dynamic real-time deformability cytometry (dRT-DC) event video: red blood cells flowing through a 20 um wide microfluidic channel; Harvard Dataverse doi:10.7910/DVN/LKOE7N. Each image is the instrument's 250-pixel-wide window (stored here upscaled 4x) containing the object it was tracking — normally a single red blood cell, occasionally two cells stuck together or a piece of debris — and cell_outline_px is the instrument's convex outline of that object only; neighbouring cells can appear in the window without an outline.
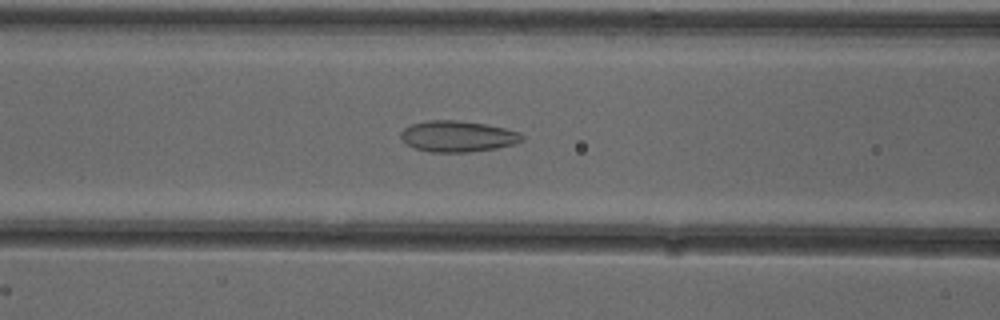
{"species": "common noctule bat (a hibernating species)", "species_latin": "Nyctalus noctula", "temperature_condition": "cold", "stored_images_in_passage": 24, "camera_frame_rate_fps": 3000, "um_per_image_px": 0.085, "animal": {"sex": "female"}, "frame": {"image": 1, "passage_image": 10, "time_ms": 3.0, "image_size_px": [1000, 320], "cell_outline_px": [[524, 140], [512, 144], [496, 148], [468, 152], [432, 152], [416, 148], [408, 144], [400, 136], [400, 132], [404, 128], [412, 124], [428, 120], [456, 120], [484, 124], [504, 128], [520, 132], [524, 136]], "centroid_in_image_um": [38.91, 11.58], "position_along_channel_um": 127.7, "area_um2": 21.73}}
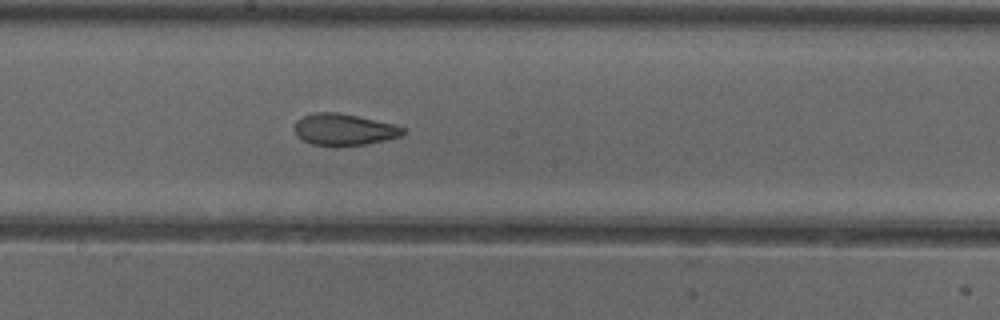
{"frame": {"image": 2, "passage_image": 17, "time_ms": 5.333, "image_size_px": [1000, 320], "cell_outline_px": [[408, 132], [400, 136], [384, 140], [364, 144], [336, 148], [312, 144], [296, 136], [296, 120], [304, 116], [316, 112], [336, 112], [396, 124], [404, 128]], "centroid_in_image_um": [29.26, 11.03], "position_along_channel_um": 218.9, "area_um2": 20.17}}
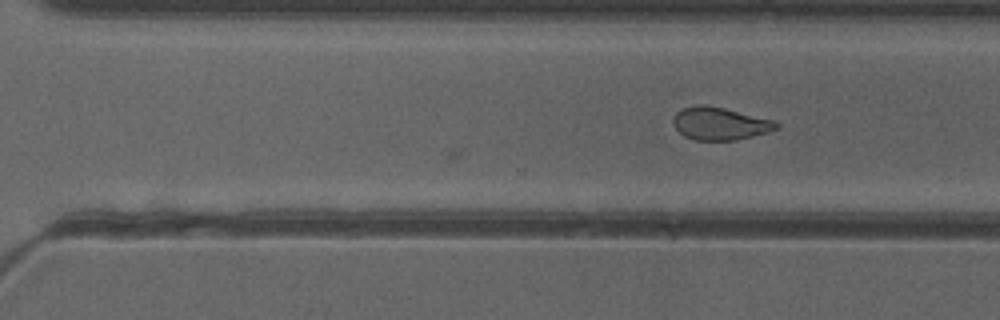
{"frame": {"image": 3, "passage_image": 24, "time_ms": 7.667, "image_size_px": [1000, 320], "cell_outline_px": [[780, 128], [768, 132], [736, 140], [692, 140], [684, 136], [672, 124], [672, 120], [676, 112], [684, 108], [696, 104], [704, 104], [724, 108], [776, 120], [780, 124]], "centroid_in_image_um": [61.21, 10.5], "position_along_channel_um": 309.4, "area_um2": 19.88}}